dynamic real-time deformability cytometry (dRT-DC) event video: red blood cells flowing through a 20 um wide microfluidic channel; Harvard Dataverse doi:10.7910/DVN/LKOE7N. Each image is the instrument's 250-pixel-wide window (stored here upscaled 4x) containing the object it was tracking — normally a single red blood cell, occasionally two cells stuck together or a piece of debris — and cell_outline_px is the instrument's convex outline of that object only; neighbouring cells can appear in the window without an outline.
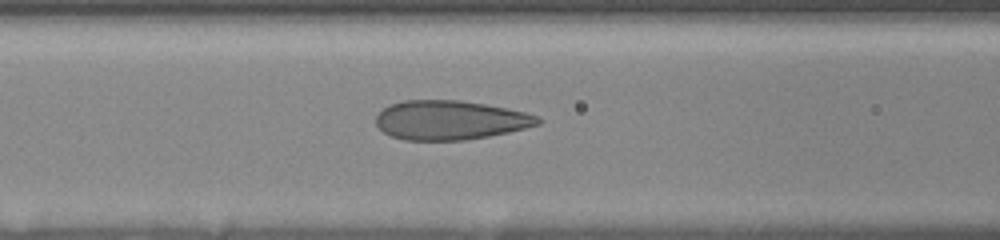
{"species": "human", "species_latin": "Homo sapiens", "temperature_condition": "room temperature", "stored_images_in_passage": 33, "camera_frame_rate_fps": 3000, "um_per_image_px": 0.085, "donor": {"sex": "female"}, "frame": {"image": 1, "passage_image": 29, "time_ms": 6.667, "image_size_px": [1000, 240], "cell_outline_px": [[544, 120], [540, 124], [508, 132], [488, 136], [464, 140], [404, 140], [392, 136], [384, 132], [376, 124], [376, 116], [388, 104], [404, 100], [460, 100], [508, 108], [524, 112], [536, 116]], "centroid_in_image_um": [38.25, 10.2], "position_along_channel_um": 128.3, "area_um2": 36.93}}
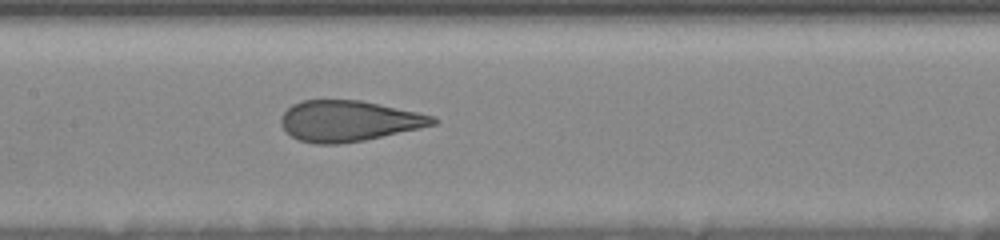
{"frame": {"image": 2, "passage_image": 33, "time_ms": 8.0, "image_size_px": [1000, 240], "cell_outline_px": [[440, 120], [436, 124], [364, 140], [340, 144], [316, 144], [300, 140], [292, 136], [280, 124], [280, 116], [292, 104], [304, 100], [360, 100], [416, 112], [432, 116]], "centroid_in_image_um": [29.6, 10.28], "position_along_channel_um": 177.8, "area_um2": 35.72}}